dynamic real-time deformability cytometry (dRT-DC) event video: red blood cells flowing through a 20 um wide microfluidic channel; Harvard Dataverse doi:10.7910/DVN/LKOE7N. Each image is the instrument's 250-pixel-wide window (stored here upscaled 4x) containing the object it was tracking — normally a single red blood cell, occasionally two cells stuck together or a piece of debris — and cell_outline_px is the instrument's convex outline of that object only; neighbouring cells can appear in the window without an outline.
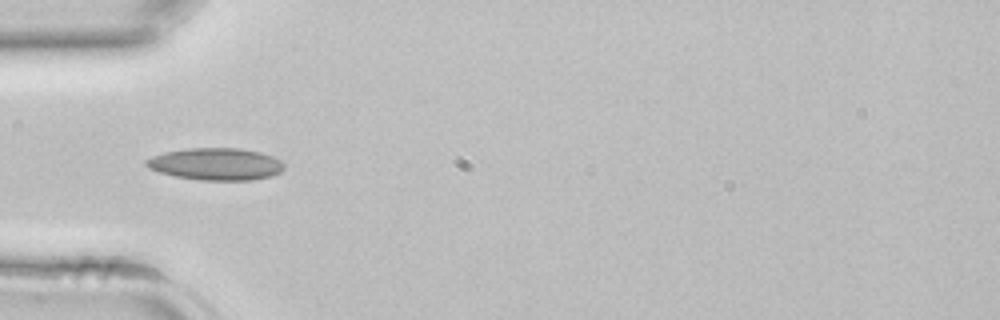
{"species": "common noctule bat (a hibernating species)", "species_latin": "Nyctalus noctula", "temperature_condition": "room temperature", "stored_images_in_passage": 21, "camera_frame_rate_fps": 3000, "um_per_image_px": 0.085, "animal": {"sex": "female", "body_mass_g": 22.7, "forearm_length_mm": 54.2}, "frame": {"image": 1, "passage_image": 4, "time_ms": 1.0, "image_size_px": [1000, 320], "cell_outline_px": [[284, 168], [280, 172], [272, 176], [252, 180], [200, 180], [176, 176], [160, 172], [148, 168], [144, 164], [144, 160], [152, 156], [164, 152], [188, 148], [240, 148], [260, 152], [272, 156], [280, 160], [284, 164]], "centroid_in_image_um": [18.34, 13.94], "position_along_channel_um": 66.7, "area_um2": 25.89}}